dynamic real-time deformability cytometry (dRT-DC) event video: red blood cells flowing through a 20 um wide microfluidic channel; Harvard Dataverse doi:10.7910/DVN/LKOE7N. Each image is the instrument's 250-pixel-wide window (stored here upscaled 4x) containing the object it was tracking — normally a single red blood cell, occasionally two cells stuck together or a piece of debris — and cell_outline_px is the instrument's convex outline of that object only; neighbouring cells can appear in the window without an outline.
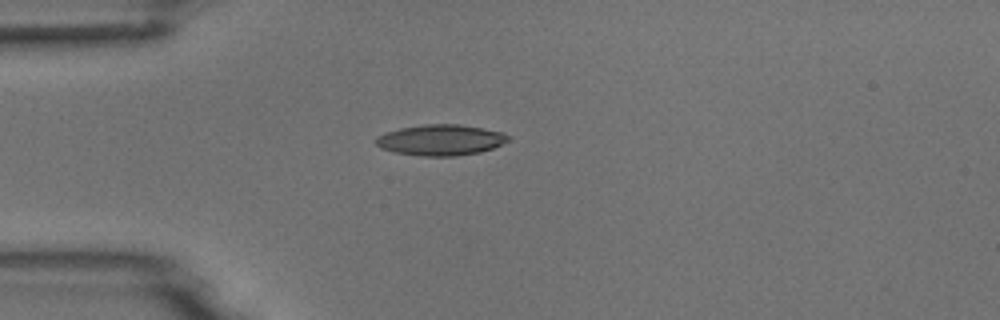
{"species": "common noctule bat (a hibernating species)", "species_latin": "Nyctalus noctula", "temperature_condition": "room temperature", "stored_images_in_passage": 2, "camera_frame_rate_fps": 3000, "um_per_image_px": 0.085, "animal": {"sex": "male", "body_mass_g": 18.8}, "frame": {"image": 1, "passage_image": 1, "time_ms": 0.0, "image_size_px": [1000, 320], "cell_outline_px": [[512, 136], [508, 140], [492, 148], [480, 152], [456, 156], [424, 156], [392, 152], [380, 148], [372, 140], [376, 136], [384, 132], [400, 128], [424, 124], [460, 124], [504, 132]], "centroid_in_image_um": [37.41, 11.89], "position_along_channel_um": 47.6, "area_um2": 24.04}}